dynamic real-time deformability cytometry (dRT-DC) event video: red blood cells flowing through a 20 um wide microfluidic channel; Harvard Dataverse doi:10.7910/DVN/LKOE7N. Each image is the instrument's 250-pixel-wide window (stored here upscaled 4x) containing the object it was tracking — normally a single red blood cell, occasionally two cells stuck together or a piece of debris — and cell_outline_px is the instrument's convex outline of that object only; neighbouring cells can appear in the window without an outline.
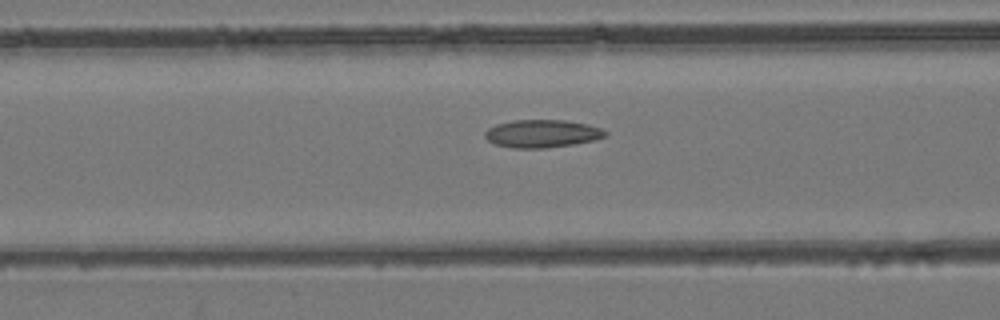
{"species": "common noctule bat (a hibernating species)", "species_latin": "Nyctalus noctula", "temperature_condition": "room temperature", "stored_images_in_passage": 53, "camera_frame_rate_fps": 3000, "um_per_image_px": 0.085, "animal": {"sex": "female", "body_mass_g": 24.6, "forearm_length_mm": 56.2}, "frame": {"image": 1, "passage_image": 22, "time_ms": 7.0, "image_size_px": [1000, 320], "cell_outline_px": [[608, 136], [596, 140], [572, 144], [544, 148], [512, 148], [496, 144], [488, 140], [484, 136], [484, 132], [488, 128], [496, 124], [516, 120], [564, 120], [588, 124], [600, 128], [608, 132]], "centroid_in_image_um": [46.1, 11.35], "position_along_channel_um": 120.5, "area_um2": 19.54}}
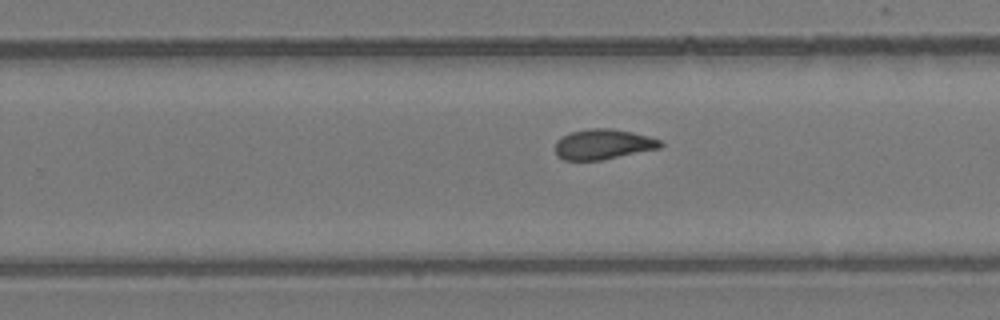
{"frame": {"image": 2, "passage_image": 34, "time_ms": 11.0, "image_size_px": [1000, 320], "cell_outline_px": [[664, 144], [660, 148], [600, 160], [564, 160], [556, 156], [556, 140], [560, 136], [572, 132], [588, 128], [612, 128], [632, 132], [648, 136], [660, 140]], "centroid_in_image_um": [51.24, 12.25], "position_along_channel_um": 278.6, "area_um2": 18.55}}
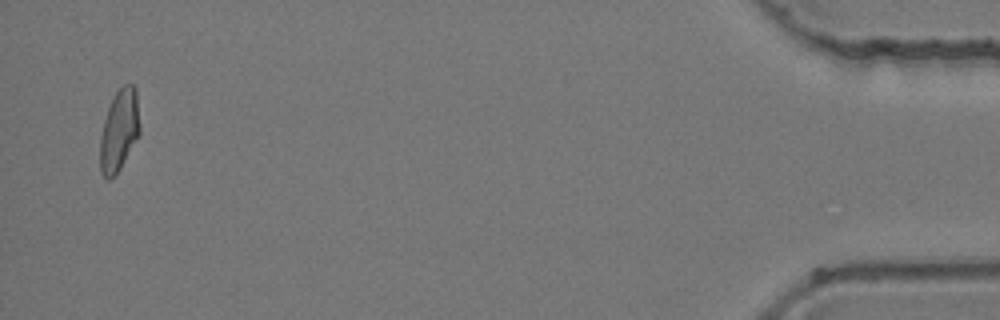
{"frame": {"image": 3, "passage_image": 52, "time_ms": 17.0, "image_size_px": [1000, 320], "cell_outline_px": [[140, 132], [120, 168], [108, 180], [100, 172], [100, 136], [104, 120], [108, 108], [116, 92], [124, 84], [132, 84], [136, 88], [140, 124]], "centroid_in_image_um": [10.13, 11.06], "position_along_channel_um": 425.1, "area_um2": 18.67}, "authors_computed_cell_mechanics": {"area_um2": 18.9584, "velocity_mm_per_s": 3.9558, "shape_relaxation_time_tau1_ms": null, "shape_relaxation_time_tau2_ms": 2.7563, "deformation_change_tau1": null, "deformation_change_tau2": 0.0883}}